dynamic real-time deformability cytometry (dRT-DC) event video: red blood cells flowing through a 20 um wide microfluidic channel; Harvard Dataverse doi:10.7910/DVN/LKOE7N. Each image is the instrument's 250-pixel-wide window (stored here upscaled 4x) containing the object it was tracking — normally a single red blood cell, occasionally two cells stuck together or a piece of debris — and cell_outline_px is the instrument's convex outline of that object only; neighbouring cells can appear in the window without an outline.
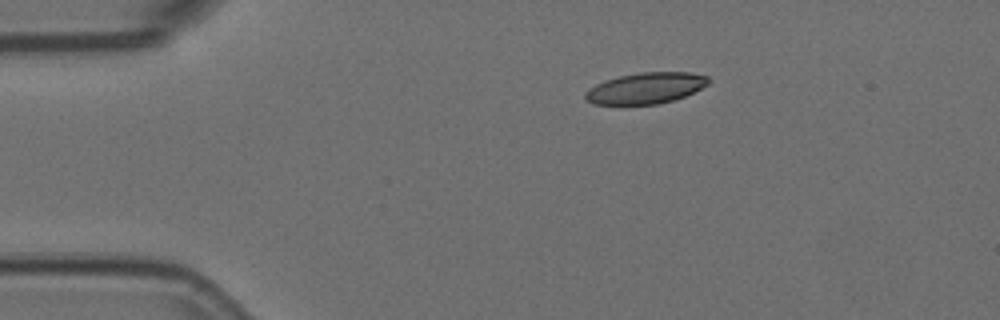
{"species": "Egyptian fruit bat (a non-hibernating species)", "species_latin": "Rousettus aegyptiacus", "temperature_condition": "room temperature", "stored_images_in_passage": 3, "camera_frame_rate_fps": 3000, "um_per_image_px": 0.085, "animal": {"sex": "female"}, "frame": {"image": 1, "passage_image": 1, "time_ms": 0.0, "image_size_px": [1000, 320], "cell_outline_px": [[712, 80], [708, 84], [684, 96], [672, 100], [656, 104], [592, 104], [584, 96], [596, 84], [604, 80], [620, 76], [640, 72], [688, 72], [708, 76]], "centroid_in_image_um": [54.92, 7.48], "position_along_channel_um": 30.1, "area_um2": 21.96}}
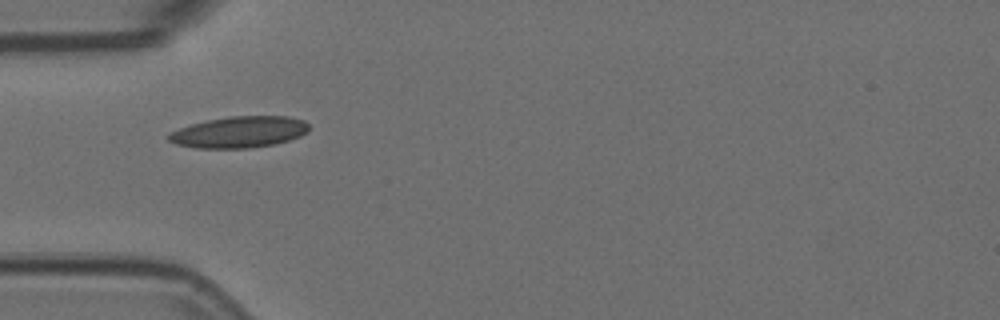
{"frame": {"image": 2, "passage_image": 3, "time_ms": 0.667, "image_size_px": [1000, 320], "cell_outline_px": [[308, 132], [300, 136], [276, 144], [248, 148], [196, 148], [176, 144], [168, 140], [168, 136], [172, 132], [180, 128], [192, 124], [208, 120], [228, 116], [288, 116], [304, 120], [308, 124]], "centroid_in_image_um": [20.37, 11.22], "position_along_channel_um": 64.6, "area_um2": 25.55}}